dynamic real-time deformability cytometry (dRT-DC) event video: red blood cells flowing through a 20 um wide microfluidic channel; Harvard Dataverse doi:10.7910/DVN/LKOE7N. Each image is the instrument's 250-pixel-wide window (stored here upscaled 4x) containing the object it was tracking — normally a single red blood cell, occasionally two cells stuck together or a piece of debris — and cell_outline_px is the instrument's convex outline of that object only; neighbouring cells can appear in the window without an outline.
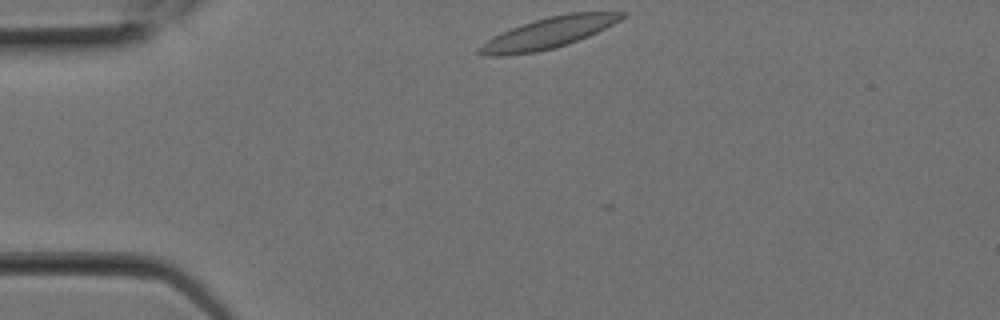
{"species": "Egyptian fruit bat (a non-hibernating species)", "species_latin": "Rousettus aegyptiacus", "temperature_condition": "room temperature", "stored_images_in_passage": 3, "camera_frame_rate_fps": 3000, "um_per_image_px": 0.085, "animal": {"sex": "female"}, "frame": {"image": 1, "passage_image": 1, "time_ms": 0.0, "image_size_px": [1000, 320], "cell_outline_px": [[628, 12], [620, 20], [588, 36], [552, 48], [536, 52], [504, 56], [488, 56], [476, 52], [476, 48], [488, 40], [512, 28], [548, 16], [568, 12]], "centroid_in_image_um": [46.6, 2.8], "position_along_channel_um": 38.4, "area_um2": 25.09}}